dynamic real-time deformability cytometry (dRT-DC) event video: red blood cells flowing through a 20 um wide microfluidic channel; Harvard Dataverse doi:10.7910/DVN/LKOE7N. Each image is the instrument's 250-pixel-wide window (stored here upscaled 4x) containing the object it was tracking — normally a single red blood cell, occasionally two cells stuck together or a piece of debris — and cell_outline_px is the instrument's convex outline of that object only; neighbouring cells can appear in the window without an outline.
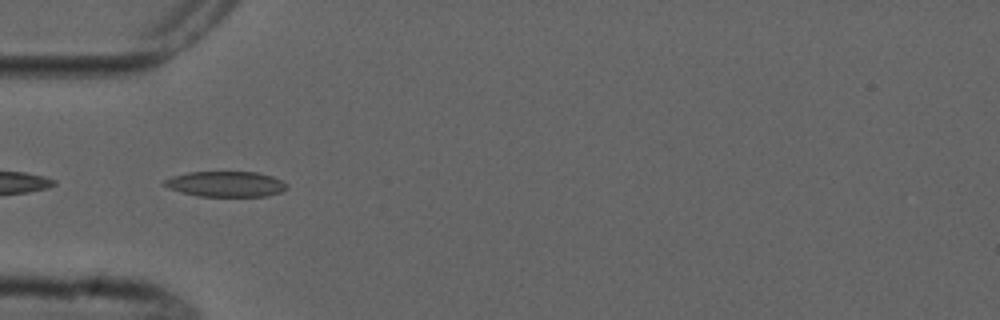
{"species": "common noctule bat (a hibernating species)", "species_latin": "Nyctalus noctula", "temperature_condition": "cold", "stored_images_in_passage": 7, "camera_frame_rate_fps": 3000, "um_per_image_px": 0.085, "animal": {"sex": "male", "forearm_length_mm": 52.5}, "frame": {"image": 1, "passage_image": 3, "time_ms": 3.333, "image_size_px": [1000, 320], "cell_outline_px": [[288, 188], [280, 192], [268, 196], [196, 196], [180, 192], [168, 188], [160, 184], [164, 180], [172, 176], [188, 172], [256, 172], [272, 176], [288, 184]], "centroid_in_image_um": [19.16, 15.65], "position_along_channel_um": 65.8, "area_um2": 18.32}}
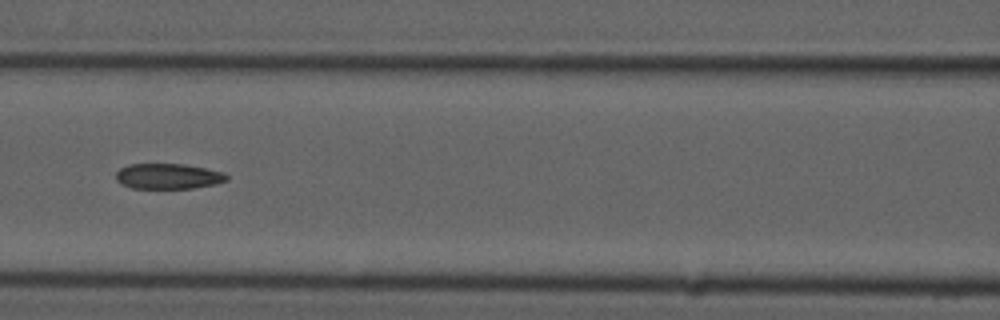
{"frame": {"image": 2, "passage_image": 5, "time_ms": 5.667, "image_size_px": [1000, 320], "cell_outline_px": [[228, 180], [216, 184], [192, 188], [132, 188], [120, 184], [116, 180], [116, 172], [120, 168], [128, 164], [184, 164], [224, 172], [228, 176]], "centroid_in_image_um": [14.28, 14.98], "position_along_channel_um": 152.3, "area_um2": 16.47}}
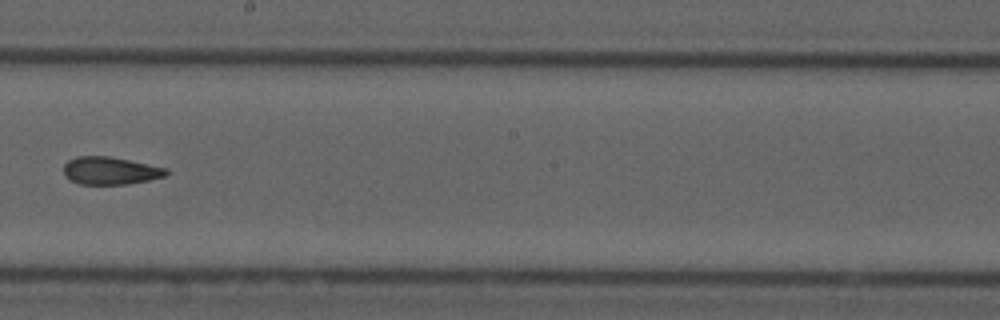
{"frame": {"image": 3, "passage_image": 7, "time_ms": 8.0, "image_size_px": [1000, 320], "cell_outline_px": [[168, 176], [128, 184], [80, 184], [68, 180], [64, 176], [64, 164], [68, 160], [76, 156], [108, 156], [168, 168]], "centroid_in_image_um": [9.36, 14.51], "position_along_channel_um": 238.8, "area_um2": 16.65}}